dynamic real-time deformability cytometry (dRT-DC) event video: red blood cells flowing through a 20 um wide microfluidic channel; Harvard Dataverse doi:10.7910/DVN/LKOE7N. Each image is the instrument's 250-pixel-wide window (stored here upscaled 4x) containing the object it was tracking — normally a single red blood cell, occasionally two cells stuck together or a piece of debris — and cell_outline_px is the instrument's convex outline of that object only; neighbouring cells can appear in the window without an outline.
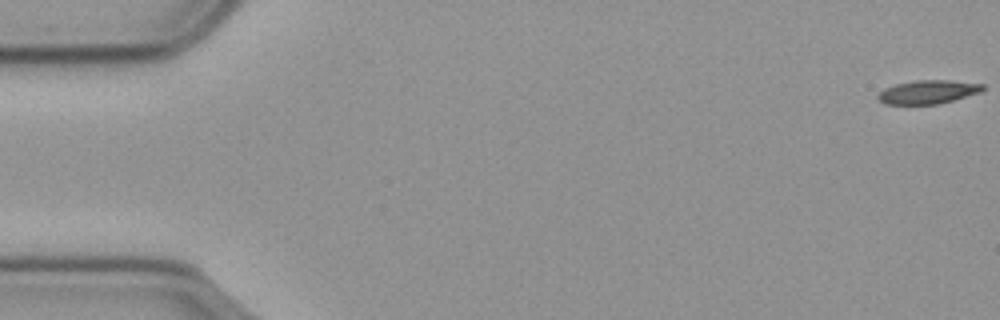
{"species": "common noctule bat (a hibernating species)", "species_latin": "Nyctalus noctula", "temperature_condition": "cold", "stored_images_in_passage": 58, "camera_frame_rate_fps": 3000, "um_per_image_px": 0.085, "animal": {"sex": "male", "body_mass_g": 23.1, "forearm_length_mm": 52.7}, "frame": {"image": 1, "passage_image": 1, "time_ms": 0.0, "image_size_px": [1000, 320], "cell_outline_px": [[984, 88], [980, 92], [952, 100], [936, 104], [884, 104], [876, 96], [884, 88], [896, 84], [916, 80], [948, 80], [984, 84]], "centroid_in_image_um": [78.85, 7.81], "position_along_channel_um": 6.1, "area_um2": 14.22}}
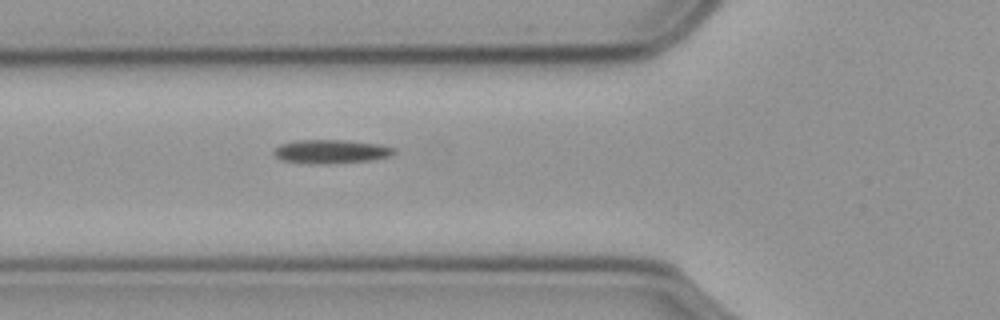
{"frame": {"image": 2, "passage_image": 21, "time_ms": 6.667, "image_size_px": [1000, 320], "cell_outline_px": [[396, 152], [388, 156], [372, 160], [284, 160], [276, 156], [276, 148], [280, 144], [296, 140], [348, 140], [380, 144], [396, 148]], "centroid_in_image_um": [28.26, 12.79], "position_along_channel_um": 97.5, "area_um2": 15.09}}
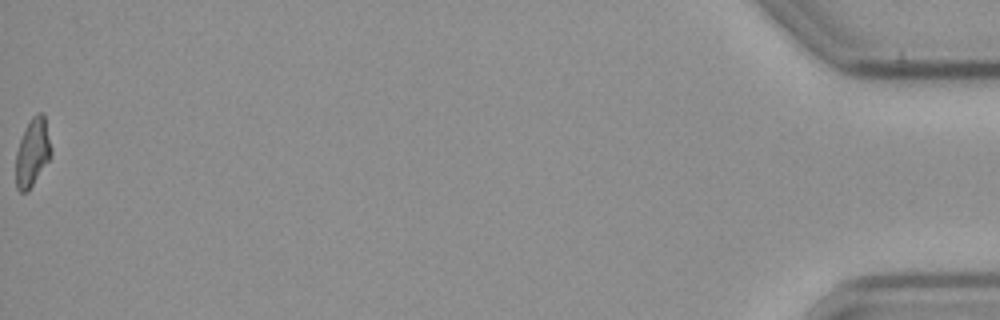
{"frame": {"image": 3, "passage_image": 58, "time_ms": 19.0, "image_size_px": [1000, 320], "cell_outline_px": [[52, 152], [48, 160], [28, 192], [20, 192], [16, 188], [16, 152], [20, 140], [32, 116], [36, 112], [44, 112], [52, 148]], "centroid_in_image_um": [2.77, 12.94], "position_along_channel_um": 432.4, "area_um2": 13.93}}